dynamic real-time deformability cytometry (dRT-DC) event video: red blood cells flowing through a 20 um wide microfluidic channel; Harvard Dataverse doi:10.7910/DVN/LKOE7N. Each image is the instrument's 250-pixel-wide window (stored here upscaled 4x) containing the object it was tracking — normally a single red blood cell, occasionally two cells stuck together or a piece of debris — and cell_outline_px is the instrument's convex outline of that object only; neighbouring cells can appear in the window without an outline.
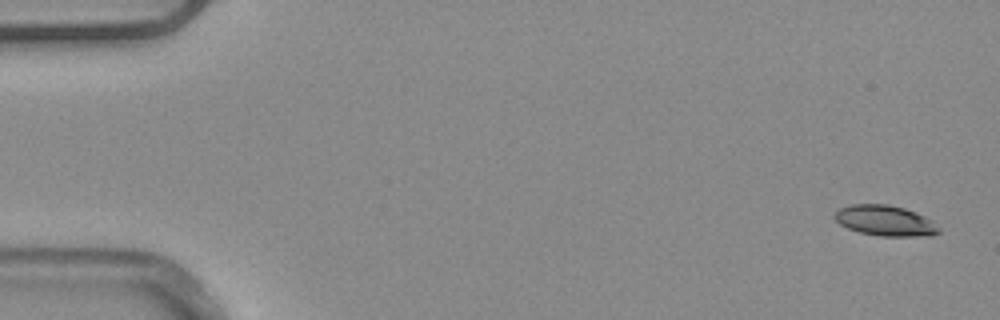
{"species": "common noctule bat (a hibernating species)", "species_latin": "Nyctalus noctula", "temperature_condition": "warm", "stored_images_in_passage": 51, "camera_frame_rate_fps": 3000, "um_per_image_px": 0.085, "animal": {"sex": "male", "body_mass_g": 20.4}, "frame": {"image": 1, "passage_image": 1, "time_ms": 0.0, "image_size_px": [1000, 320], "cell_outline_px": [[940, 232], [932, 236], [880, 236], [860, 232], [848, 228], [840, 224], [832, 216], [840, 208], [852, 204], [888, 204], [904, 208], [916, 212], [932, 220], [940, 228]], "centroid_in_image_um": [75.27, 18.76], "position_along_channel_um": 9.7, "area_um2": 18.61}}
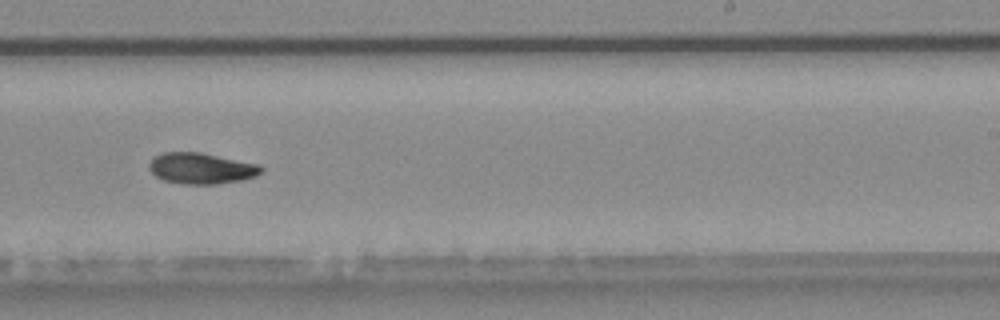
{"frame": {"image": 2, "passage_image": 32, "time_ms": 10.333, "image_size_px": [1000, 320], "cell_outline_px": [[264, 172], [256, 176], [244, 180], [216, 184], [180, 184], [164, 180], [156, 176], [148, 168], [148, 164], [156, 156], [164, 152], [200, 152], [260, 164], [264, 168]], "centroid_in_image_um": [17.16, 14.31], "position_along_channel_um": 271.8, "area_um2": 20.46}}
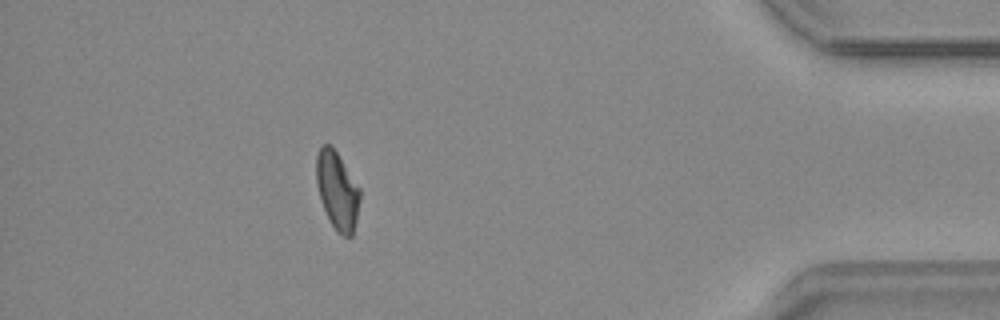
{"frame": {"image": 3, "passage_image": 46, "time_ms": 15.0, "image_size_px": [1000, 320], "cell_outline_px": [[360, 200], [356, 220], [352, 236], [344, 236], [336, 232], [320, 200], [316, 180], [316, 156], [320, 148], [324, 144], [328, 144], [336, 152], [360, 188]], "centroid_in_image_um": [28.66, 16.21], "position_along_channel_um": 406.5, "area_um2": 19.48}}